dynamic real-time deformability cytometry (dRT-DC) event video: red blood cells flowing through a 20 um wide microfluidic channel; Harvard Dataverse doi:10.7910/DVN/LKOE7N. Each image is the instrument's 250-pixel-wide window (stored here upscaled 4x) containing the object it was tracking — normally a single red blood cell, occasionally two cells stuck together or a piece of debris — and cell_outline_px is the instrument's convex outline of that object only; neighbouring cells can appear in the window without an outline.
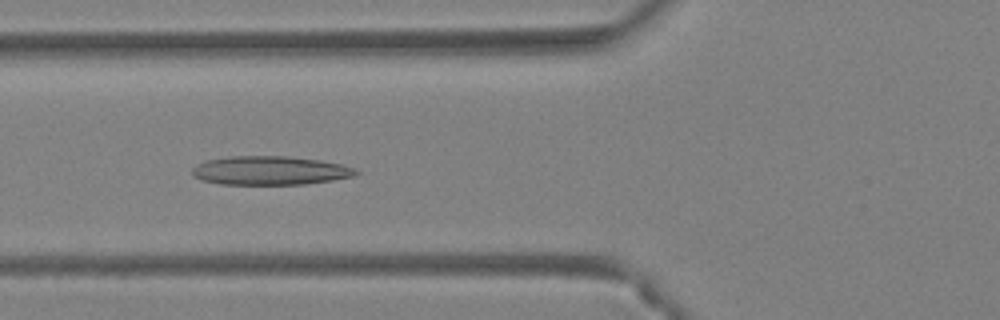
{"species": "Egyptian fruit bat (a non-hibernating species)", "species_latin": "Rousettus aegyptiacus", "temperature_condition": "warm", "stored_images_in_passage": 46, "camera_frame_rate_fps": 3000, "um_per_image_px": 0.085, "animal": {"sex": "female"}, "frame": {"image": 1, "passage_image": 18, "time_ms": 5.667, "image_size_px": [1000, 320], "cell_outline_px": [[360, 172], [356, 176], [332, 180], [304, 184], [220, 184], [200, 180], [192, 176], [192, 168], [208, 160], [228, 156], [288, 156], [320, 160], [340, 164], [356, 168]], "centroid_in_image_um": [22.97, 14.49], "position_along_channel_um": 102.8, "area_um2": 27.51}}
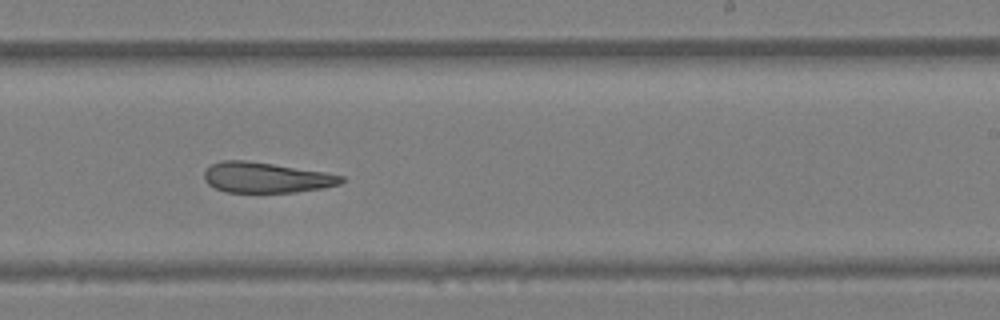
{"frame": {"image": 2, "passage_image": 29, "time_ms": 9.333, "image_size_px": [1000, 320], "cell_outline_px": [[344, 180], [340, 184], [324, 188], [296, 192], [224, 192], [208, 184], [204, 180], [204, 172], [212, 164], [220, 160], [244, 160], [272, 164], [324, 172], [344, 176]], "centroid_in_image_um": [22.61, 15.1], "position_along_channel_um": 266.4, "area_um2": 24.22}}
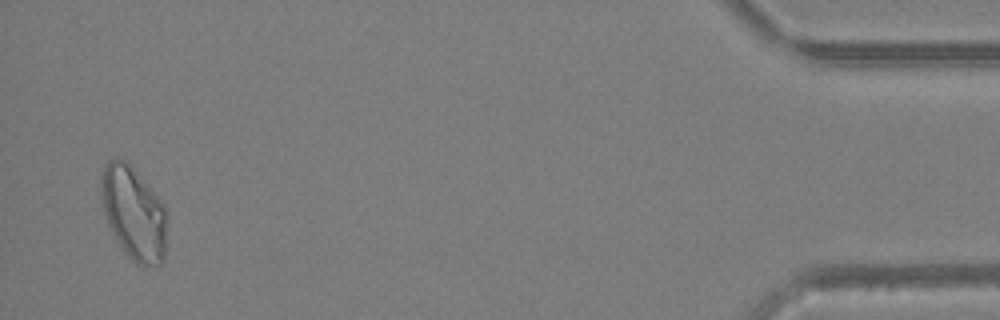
{"frame": {"image": 3, "passage_image": 45, "time_ms": 14.667, "image_size_px": [1000, 320], "cell_outline_px": [[164, 260], [160, 264], [136, 264], [128, 256], [112, 232], [108, 224], [104, 212], [100, 196], [100, 172], [104, 164], [108, 160], [124, 160], [132, 168], [164, 204]], "centroid_in_image_um": [11.29, 18.09], "position_along_channel_um": 423.9, "area_um2": 34.85}, "authors_computed_cell_mechanics": {"area_um2": 28.7555, "velocity_mm_per_s": 4.4681, "shape_relaxation_time_tau1_ms": null, "shape_relaxation_time_tau2_ms": 7.5284, "deformation_change_tau1": null, "deformation_change_tau2": 0.2264}}